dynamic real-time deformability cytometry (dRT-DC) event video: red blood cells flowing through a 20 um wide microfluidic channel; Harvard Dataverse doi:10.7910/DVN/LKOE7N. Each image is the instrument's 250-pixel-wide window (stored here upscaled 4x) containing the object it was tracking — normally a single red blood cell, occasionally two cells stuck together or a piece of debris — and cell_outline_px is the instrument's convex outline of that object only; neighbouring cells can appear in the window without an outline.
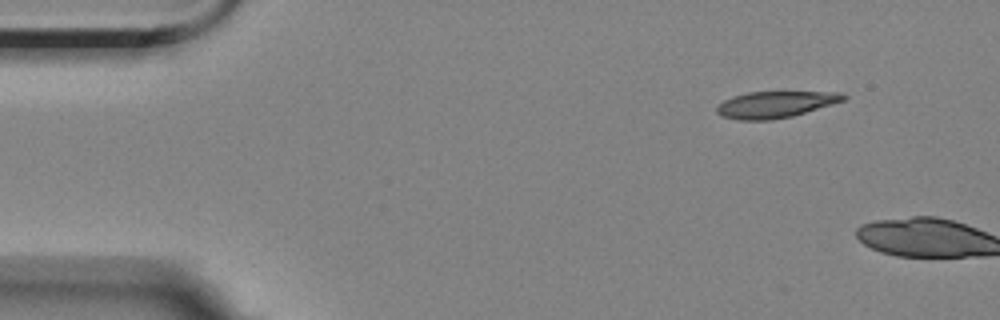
{"species": "Egyptian fruit bat (a non-hibernating species)", "species_latin": "Rousettus aegyptiacus", "temperature_condition": "room temperature", "stored_images_in_passage": 2, "camera_frame_rate_fps": 3000, "um_per_image_px": 0.085, "animal": {"sex": "female"}, "frame": {"image": 1, "passage_image": 1, "time_ms": 0.0, "image_size_px": [1000, 320], "cell_outline_px": [[848, 96], [844, 100], [832, 104], [792, 116], [772, 120], [740, 120], [724, 116], [716, 112], [716, 108], [724, 100], [748, 92], [840, 92]], "centroid_in_image_um": [65.93, 8.88], "position_along_channel_um": 19.1, "area_um2": 19.25}}